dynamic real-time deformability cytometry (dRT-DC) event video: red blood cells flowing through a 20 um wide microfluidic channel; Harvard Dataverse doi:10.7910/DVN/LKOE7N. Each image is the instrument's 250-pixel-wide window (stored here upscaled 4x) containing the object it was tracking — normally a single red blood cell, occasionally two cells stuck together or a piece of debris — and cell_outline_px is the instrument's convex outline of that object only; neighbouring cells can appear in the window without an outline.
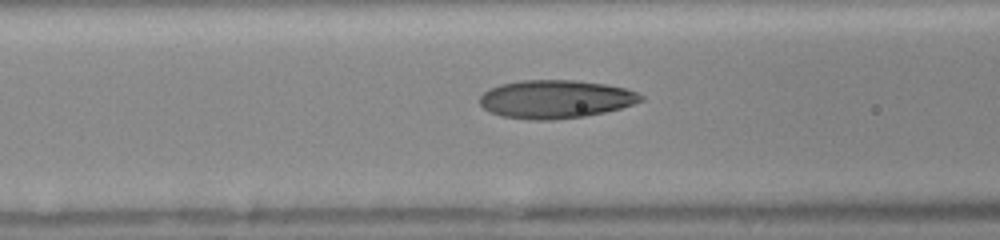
{"species": "human", "species_latin": "Homo sapiens", "temperature_condition": "room temperature", "stored_images_in_passage": 39, "camera_frame_rate_fps": 3000, "um_per_image_px": 0.085, "donor": {"sex": "female"}, "frame": {"image": 1, "passage_image": 19, "time_ms": 6.0, "image_size_px": [1000, 240], "cell_outline_px": [[644, 100], [620, 108], [604, 112], [584, 116], [552, 120], [528, 120], [500, 116], [484, 108], [480, 104], [480, 96], [488, 88], [500, 84], [524, 80], [576, 80], [604, 84], [624, 88], [636, 92], [644, 96]], "centroid_in_image_um": [47.2, 8.43], "position_along_channel_um": 119.4, "area_um2": 35.89}}
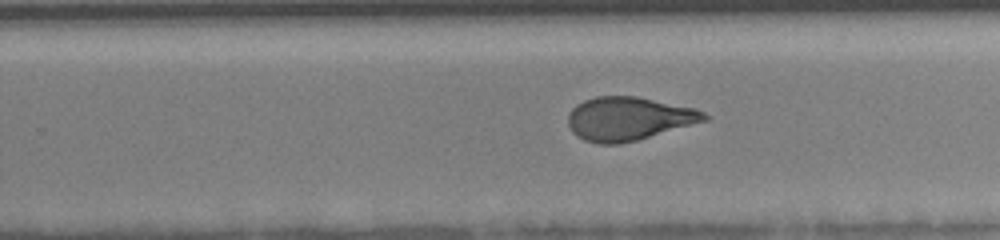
{"frame": {"image": 2, "passage_image": 30, "time_ms": 9.667, "image_size_px": [1000, 240], "cell_outline_px": [[708, 120], [636, 140], [620, 144], [600, 144], [584, 140], [576, 136], [572, 132], [568, 124], [568, 112], [576, 104], [584, 100], [596, 96], [636, 96], [696, 108], [704, 112], [708, 116]], "centroid_in_image_um": [53.4, 10.08], "position_along_channel_um": 276.4, "area_um2": 34.56}}
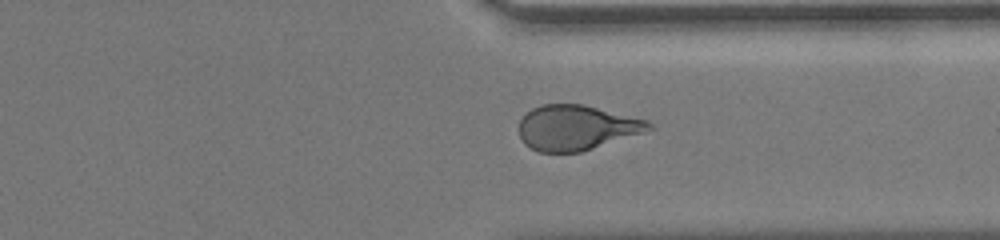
{"frame": {"image": 3, "passage_image": 36, "time_ms": 11.667, "image_size_px": [1000, 240], "cell_outline_px": [[656, 128], [580, 152], [540, 152], [524, 144], [520, 136], [520, 120], [532, 108], [540, 104], [584, 104], [648, 120]], "centroid_in_image_um": [49.01, 10.84], "position_along_channel_um": 362.4, "area_um2": 33.93}}